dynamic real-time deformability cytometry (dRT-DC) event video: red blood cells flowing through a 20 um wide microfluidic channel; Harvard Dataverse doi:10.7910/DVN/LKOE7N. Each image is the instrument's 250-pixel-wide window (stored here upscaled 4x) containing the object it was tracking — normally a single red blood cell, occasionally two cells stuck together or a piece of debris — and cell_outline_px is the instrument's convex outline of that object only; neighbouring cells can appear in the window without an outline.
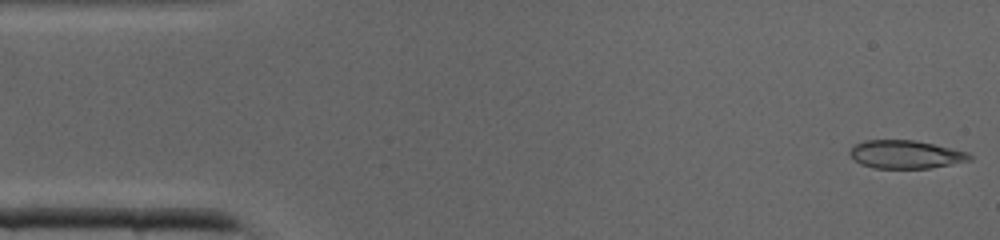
{"species": "common noctule bat (a hibernating species)", "species_latin": "Nyctalus noctula", "temperature_condition": "cold", "stored_images_in_passage": 40, "camera_frame_rate_fps": 3000, "um_per_image_px": 0.085, "animal": {"sex": "male", "body_mass_g": 19.0, "forearm_length_mm": 50.8}, "frame": {"image": 1, "passage_image": 1, "time_ms": 0.0, "image_size_px": [1000, 240], "cell_outline_px": [[972, 160], [928, 168], [872, 168], [860, 164], [848, 152], [856, 144], [864, 140], [912, 140], [932, 144], [968, 152], [972, 156]], "centroid_in_image_um": [76.97, 13.13], "position_along_channel_um": 8.0, "area_um2": 19.42}}
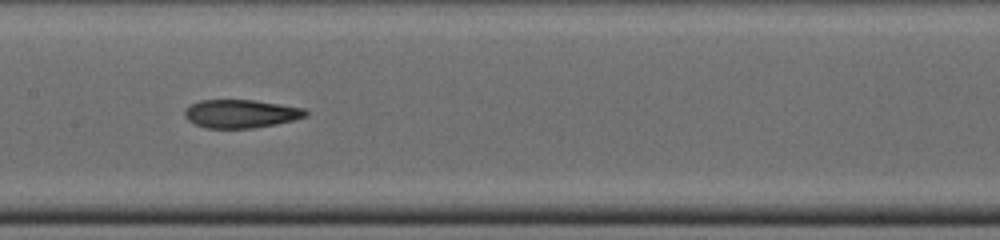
{"frame": {"image": 2, "passage_image": 19, "time_ms": 6.0, "image_size_px": [1000, 240], "cell_outline_px": [[308, 116], [276, 124], [252, 128], [208, 128], [196, 124], [188, 120], [184, 116], [184, 112], [192, 104], [200, 100], [252, 100], [280, 104], [304, 108], [308, 112]], "centroid_in_image_um": [20.49, 9.66], "position_along_channel_um": 186.9, "area_um2": 19.77}}
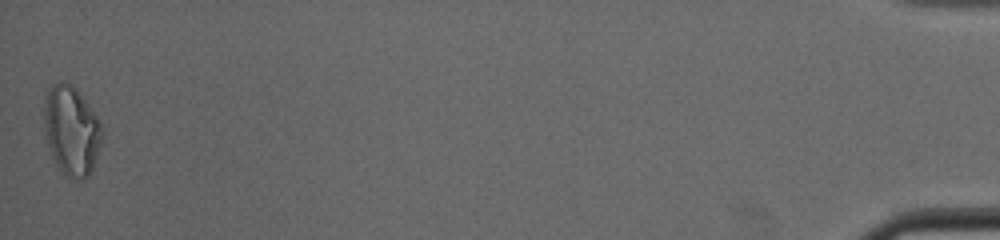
{"frame": {"image": 3, "passage_image": 40, "time_ms": 13.0, "image_size_px": [1000, 240], "cell_outline_px": [[100, 144], [92, 172], [84, 180], [76, 180], [68, 176], [56, 164], [52, 156], [44, 132], [44, 108], [48, 92], [52, 84], [60, 80], [76, 88], [80, 92], [100, 120]], "centroid_in_image_um": [6.07, 11.1], "position_along_channel_um": 429.1, "area_um2": 29.88}}